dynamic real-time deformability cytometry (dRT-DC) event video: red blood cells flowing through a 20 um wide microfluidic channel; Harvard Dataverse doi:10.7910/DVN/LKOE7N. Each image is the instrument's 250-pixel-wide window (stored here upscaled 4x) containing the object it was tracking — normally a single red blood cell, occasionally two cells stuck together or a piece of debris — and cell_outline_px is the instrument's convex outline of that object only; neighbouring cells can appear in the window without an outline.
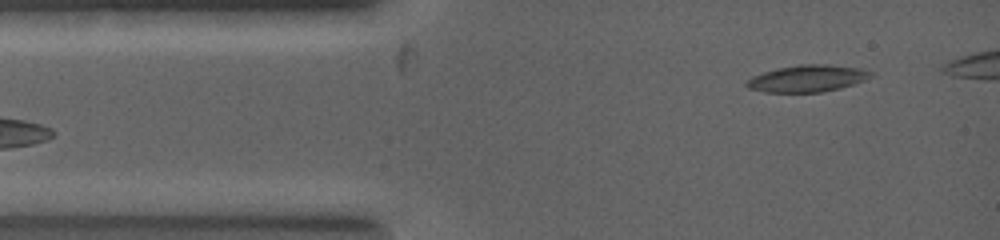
{"species": "common noctule bat (a hibernating species)", "species_latin": "Nyctalus noctula", "temperature_condition": "warm", "stored_images_in_passage": 8, "camera_frame_rate_fps": 5000, "um_per_image_px": 0.085, "animal": {"sex": "female", "body_mass_g": 19.0, "forearm_length_mm": 53.3}, "frame": {"image": 1, "passage_image": 1, "time_ms": 0.0, "image_size_px": [1000, 240], "cell_outline_px": [[872, 72], [868, 76], [852, 84], [840, 88], [820, 92], [764, 92], [748, 88], [744, 84], [752, 76], [776, 68], [800, 64], [824, 64], [860, 68]], "centroid_in_image_um": [68.53, 6.67], "position_along_channel_um": 16.5, "area_um2": 19.07}}